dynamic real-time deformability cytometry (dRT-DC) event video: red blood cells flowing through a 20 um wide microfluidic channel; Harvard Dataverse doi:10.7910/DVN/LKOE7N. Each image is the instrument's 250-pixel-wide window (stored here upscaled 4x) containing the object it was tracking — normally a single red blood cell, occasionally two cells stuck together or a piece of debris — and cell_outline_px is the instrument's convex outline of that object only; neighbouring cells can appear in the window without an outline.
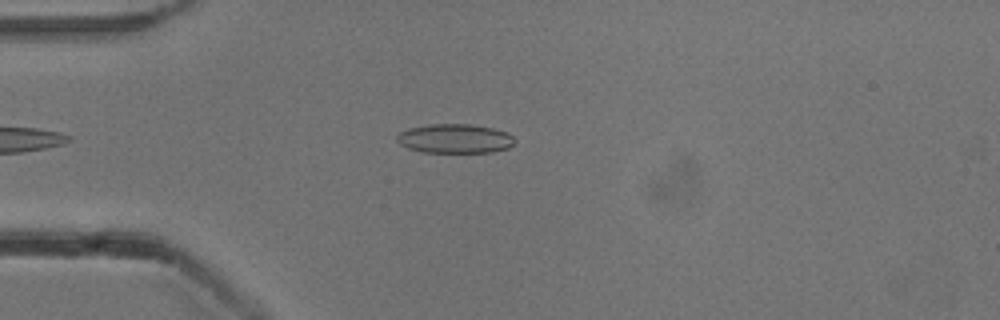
{"species": "common noctule bat (a hibernating species)", "species_latin": "Nyctalus noctula", "temperature_condition": "cold", "stored_images_in_passage": 43, "camera_frame_rate_fps": 3000, "um_per_image_px": 0.085, "animal": {"sex": "male", "body_mass_g": 13.3}, "frame": {"image": 1, "passage_image": 8, "time_ms": 2.333, "image_size_px": [1000, 320], "cell_outline_px": [[516, 140], [508, 148], [492, 152], [424, 152], [408, 148], [400, 144], [396, 140], [396, 136], [400, 132], [408, 128], [428, 124], [472, 124], [492, 128], [508, 132]], "centroid_in_image_um": [38.66, 11.77], "position_along_channel_um": 46.3, "area_um2": 20.11}}
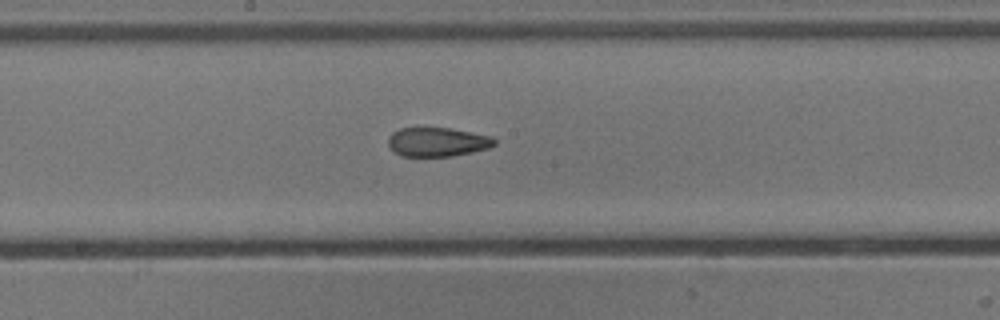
{"frame": {"image": 2, "passage_image": 22, "time_ms": 7.0, "image_size_px": [1000, 320], "cell_outline_px": [[496, 144], [488, 148], [472, 152], [452, 156], [404, 156], [396, 152], [388, 144], [388, 136], [392, 132], [400, 128], [448, 128], [492, 136], [496, 140]], "centroid_in_image_um": [37.19, 12.06], "position_along_channel_um": 211.0, "area_um2": 17.86}}
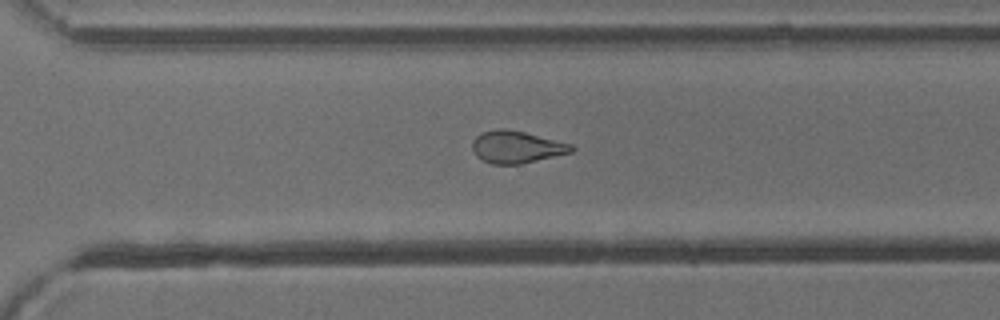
{"frame": {"image": 3, "passage_image": 31, "time_ms": 10.0, "image_size_px": [1000, 320], "cell_outline_px": [[576, 148], [572, 152], [520, 164], [492, 164], [476, 156], [472, 152], [472, 140], [476, 136], [484, 132], [496, 128], [504, 128], [524, 132], [572, 144]], "centroid_in_image_um": [43.88, 12.49], "position_along_channel_um": 326.7, "area_um2": 18.55}, "authors_computed_cell_mechanics": {"area_um2": 19.4786, "velocity_mm_per_s": 3.873, "shape_relaxation_time_tau1_ms": null, "shape_relaxation_time_tau2_ms": 3.3138, "deformation_change_tau1": null, "deformation_change_tau2": 0.0896}}